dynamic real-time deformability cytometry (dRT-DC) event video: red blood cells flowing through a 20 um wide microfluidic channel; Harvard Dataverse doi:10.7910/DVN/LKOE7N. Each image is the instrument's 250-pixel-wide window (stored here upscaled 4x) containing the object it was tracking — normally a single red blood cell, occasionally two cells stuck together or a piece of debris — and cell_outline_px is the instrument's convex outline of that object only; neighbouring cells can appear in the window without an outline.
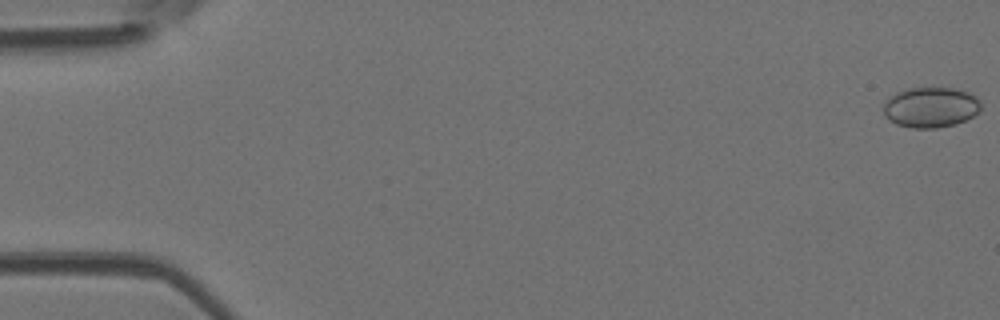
{"species": "Egyptian fruit bat (a non-hibernating species)", "species_latin": "Rousettus aegyptiacus", "temperature_condition": "room temperature", "stored_images_in_passage": 52, "camera_frame_rate_fps": 3000, "um_per_image_px": 0.085, "animal": {"sex": "female"}, "frame": {"image": 1, "passage_image": 1, "time_ms": 0.0, "image_size_px": [1000, 320], "cell_outline_px": [[980, 108], [972, 116], [956, 124], [936, 128], [912, 128], [896, 124], [888, 120], [884, 116], [884, 104], [896, 92], [908, 88], [956, 88], [968, 92], [976, 96], [980, 100]], "centroid_in_image_um": [79.1, 9.12], "position_along_channel_um": 5.9, "area_um2": 22.89}}
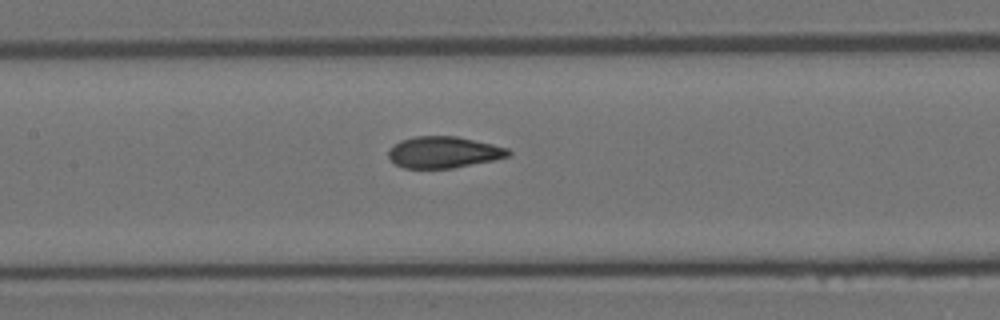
{"frame": {"image": 2, "passage_image": 25, "time_ms": 8.0, "image_size_px": [1000, 320], "cell_outline_px": [[512, 152], [508, 156], [492, 160], [452, 168], [404, 168], [396, 164], [388, 156], [388, 152], [400, 140], [416, 136], [456, 136], [492, 144], [508, 148]], "centroid_in_image_um": [37.71, 12.93], "position_along_channel_um": 169.7, "area_um2": 21.68}}
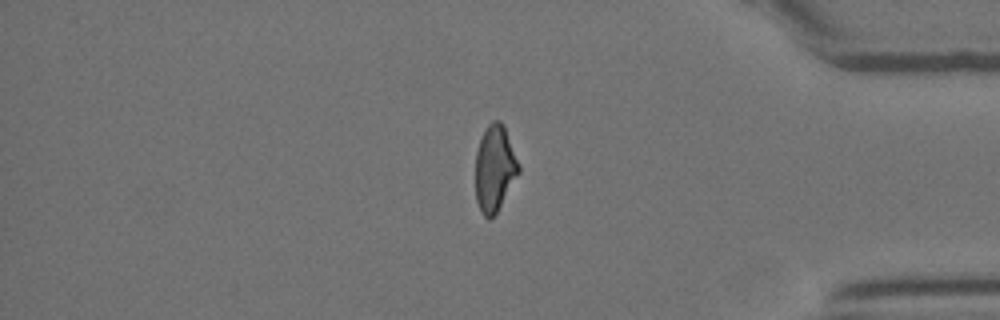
{"frame": {"image": 3, "passage_image": 44, "time_ms": 14.333, "image_size_px": [1000, 320], "cell_outline_px": [[520, 172], [496, 212], [488, 220], [480, 212], [476, 200], [476, 152], [480, 140], [488, 124], [492, 120], [500, 120], [504, 124], [520, 164]], "centroid_in_image_um": [42.06, 14.29], "position_along_channel_um": 393.1, "area_um2": 21.73}, "authors_computed_cell_mechanics": {"area_um2": 22.2241, "velocity_mm_per_s": 3.9345, "shape_relaxation_time_tau1_ms": 5.6909, "shape_relaxation_time_tau2_ms": 1.1968, "deformation_change_tau1": 0.1748, "deformation_change_tau2": 0.0666}}